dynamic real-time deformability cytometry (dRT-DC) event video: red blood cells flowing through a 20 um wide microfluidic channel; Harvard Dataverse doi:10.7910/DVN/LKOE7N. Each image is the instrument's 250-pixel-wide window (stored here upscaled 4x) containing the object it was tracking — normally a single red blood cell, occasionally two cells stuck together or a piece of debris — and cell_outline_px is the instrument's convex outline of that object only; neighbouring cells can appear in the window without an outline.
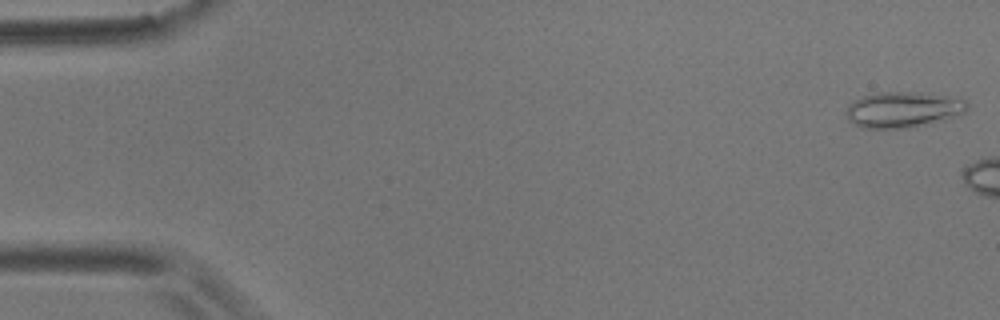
{"species": "common noctule bat (a hibernating species)", "species_latin": "Nyctalus noctula", "temperature_condition": "room temperature", "stored_images_in_passage": 8, "camera_frame_rate_fps": 3000, "um_per_image_px": 0.085, "animal": {"sex": "male", "body_mass_g": 17.9}, "frame": {"image": 1, "passage_image": 1, "time_ms": 0.0, "image_size_px": [1000, 320], "cell_outline_px": [[968, 108], [964, 112], [956, 116], [944, 120], [912, 128], [860, 128], [848, 120], [844, 112], [848, 104], [860, 96], [880, 92], [916, 92], [944, 96], [964, 100], [968, 104]], "centroid_in_image_um": [76.69, 9.33], "position_along_channel_um": 8.3, "area_um2": 25.43}}